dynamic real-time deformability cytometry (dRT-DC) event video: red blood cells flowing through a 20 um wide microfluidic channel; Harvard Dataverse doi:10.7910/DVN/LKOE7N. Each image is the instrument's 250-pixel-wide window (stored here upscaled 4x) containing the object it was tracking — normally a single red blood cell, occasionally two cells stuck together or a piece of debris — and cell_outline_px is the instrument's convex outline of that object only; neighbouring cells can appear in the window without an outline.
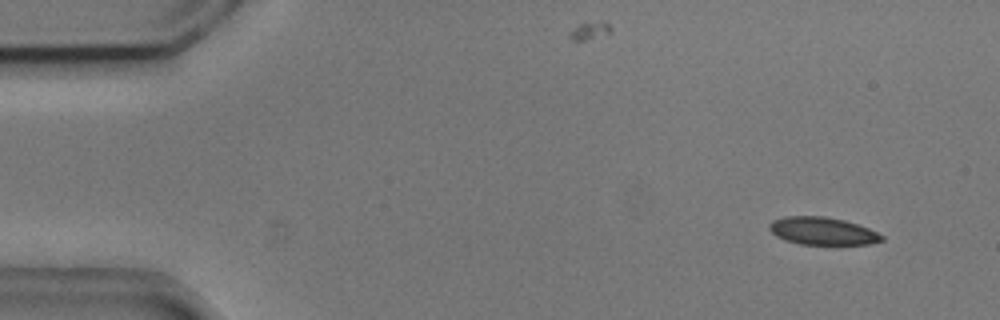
{"species": "common noctule bat (a hibernating species)", "species_latin": "Nyctalus noctula", "temperature_condition": "cold", "stored_images_in_passage": 5, "camera_frame_rate_fps": 3000, "um_per_image_px": 0.085, "animal": {"sex": "male", "body_mass_g": 20.5, "forearm_length_mm": 52.5}, "frame": {"image": 1, "passage_image": 1, "time_ms": 0.0, "image_size_px": [1000, 320], "cell_outline_px": [[884, 240], [868, 244], [800, 244], [784, 240], [776, 236], [768, 228], [768, 224], [772, 220], [784, 216], [824, 216], [844, 220], [868, 228], [884, 236]], "centroid_in_image_um": [69.87, 19.63], "position_along_channel_um": 15.1, "area_um2": 18.09}}
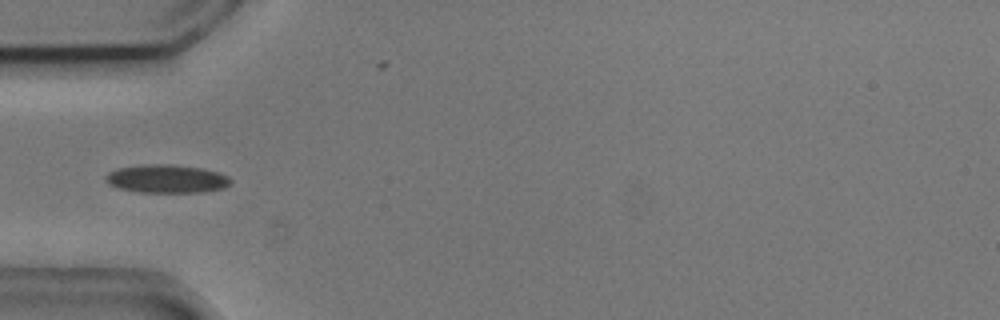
{"frame": {"image": 2, "passage_image": 4, "time_ms": 1.0, "image_size_px": [1000, 320], "cell_outline_px": [[232, 180], [224, 188], [204, 192], [140, 192], [120, 188], [108, 184], [104, 176], [108, 172], [116, 168], [140, 164], [176, 164], [204, 168], [228, 176]], "centroid_in_image_um": [14.15, 15.18], "position_along_channel_um": 70.9, "area_um2": 20.81}}